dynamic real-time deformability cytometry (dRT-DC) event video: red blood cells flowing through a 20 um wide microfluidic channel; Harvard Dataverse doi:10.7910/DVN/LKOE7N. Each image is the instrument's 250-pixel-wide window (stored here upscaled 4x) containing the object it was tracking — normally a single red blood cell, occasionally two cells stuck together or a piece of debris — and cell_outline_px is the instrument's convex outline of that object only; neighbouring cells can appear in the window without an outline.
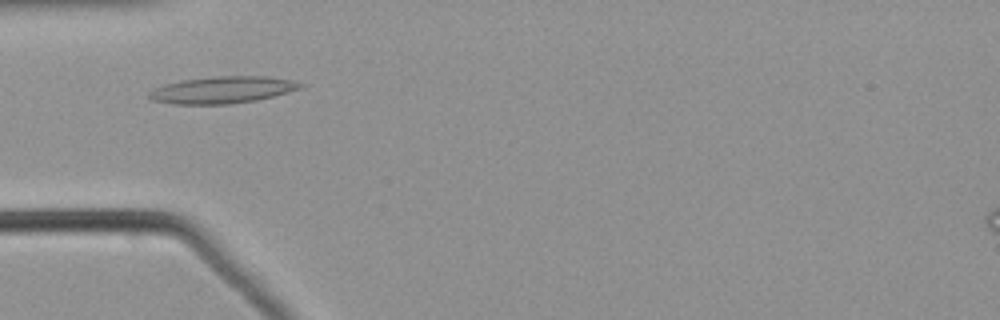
{"species": "common noctule bat (a hibernating species)", "species_latin": "Nyctalus noctula", "temperature_condition": "warm", "stored_images_in_passage": 47, "camera_frame_rate_fps": 3000, "um_per_image_px": 0.085, "animal": {"sex": "male", "body_mass_g": 21.5, "forearm_length_mm": 52.0}, "frame": {"image": 1, "passage_image": 11, "time_ms": 3.333, "image_size_px": [1000, 320], "cell_outline_px": [[304, 84], [300, 88], [272, 96], [256, 100], [228, 104], [176, 104], [152, 100], [148, 96], [148, 92], [152, 88], [164, 84], [184, 80], [212, 76], [268, 76], [292, 80]], "centroid_in_image_um": [18.86, 7.63], "position_along_channel_um": 66.1, "area_um2": 23.58}}
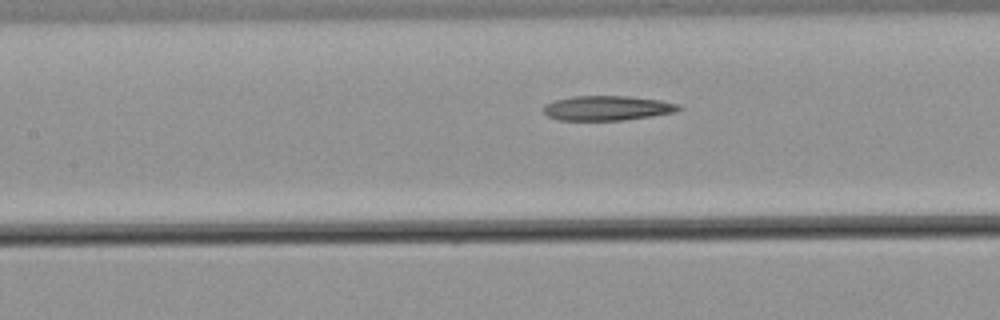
{"frame": {"image": 2, "passage_image": 18, "time_ms": 5.667, "image_size_px": [1000, 320], "cell_outline_px": [[684, 108], [676, 112], [652, 116], [620, 120], [560, 120], [548, 116], [544, 112], [544, 104], [556, 100], [572, 96], [628, 96], [660, 100], [680, 104]], "centroid_in_image_um": [51.66, 9.18], "position_along_channel_um": 155.7, "area_um2": 19.48}}
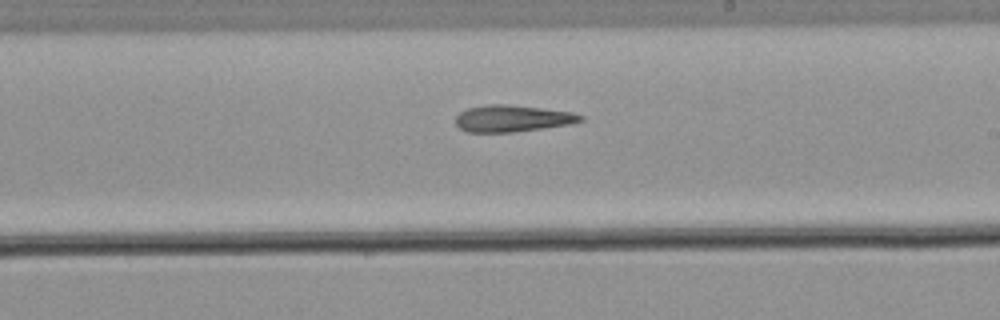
{"frame": {"image": 3, "passage_image": 25, "time_ms": 8.0, "image_size_px": [1000, 320], "cell_outline_px": [[584, 120], [568, 124], [512, 132], [468, 132], [460, 128], [456, 124], [456, 116], [460, 112], [468, 108], [484, 104], [508, 104], [572, 112], [584, 116]], "centroid_in_image_um": [43.52, 10.06], "position_along_channel_um": 245.5, "area_um2": 19.25}}